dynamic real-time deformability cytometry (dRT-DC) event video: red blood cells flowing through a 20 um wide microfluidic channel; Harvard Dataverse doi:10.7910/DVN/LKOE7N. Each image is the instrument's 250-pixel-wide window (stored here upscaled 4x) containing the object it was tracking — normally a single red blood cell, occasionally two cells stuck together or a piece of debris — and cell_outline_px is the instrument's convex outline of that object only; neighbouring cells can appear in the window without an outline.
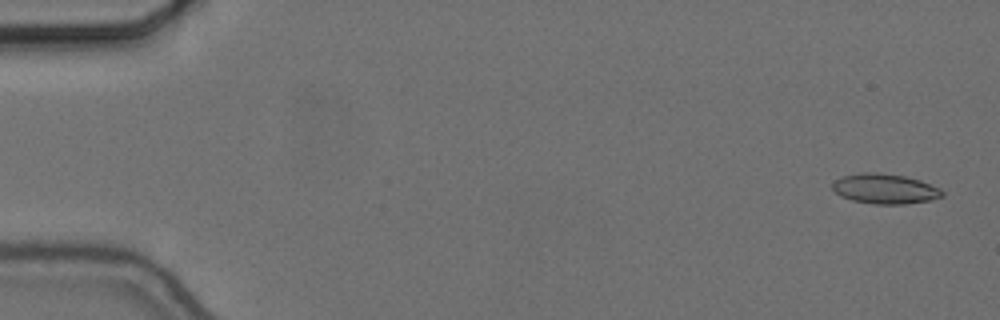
{"species": "common noctule bat (a hibernating species)", "species_latin": "Nyctalus noctula", "temperature_condition": "cold", "stored_images_in_passage": 56, "camera_frame_rate_fps": 3000, "um_per_image_px": 0.085, "animal": {"sex": "female", "body_mass_g": 24.6, "forearm_length_mm": 56.2}, "frame": {"image": 1, "passage_image": 2, "time_ms": 0.333, "image_size_px": [1000, 320], "cell_outline_px": [[944, 196], [928, 200], [904, 204], [872, 204], [852, 200], [840, 196], [832, 188], [832, 184], [836, 180], [844, 176], [860, 172], [876, 172], [904, 176], [920, 180], [940, 188], [944, 192]], "centroid_in_image_um": [75.22, 16.05], "position_along_channel_um": 9.8, "area_um2": 19.13}}
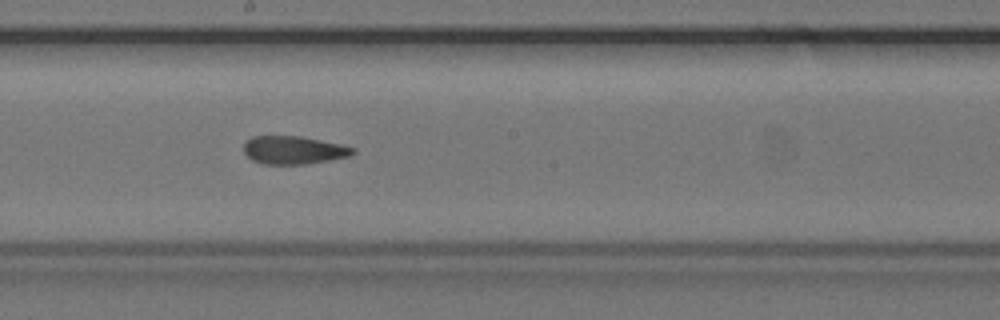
{"frame": {"image": 2, "passage_image": 31, "time_ms": 10.0, "image_size_px": [1000, 320], "cell_outline_px": [[356, 152], [348, 156], [328, 160], [304, 164], [264, 164], [252, 160], [244, 152], [244, 144], [252, 136], [300, 136], [340, 144], [356, 148]], "centroid_in_image_um": [24.95, 12.75], "position_along_channel_um": 223.2, "area_um2": 17.69}}
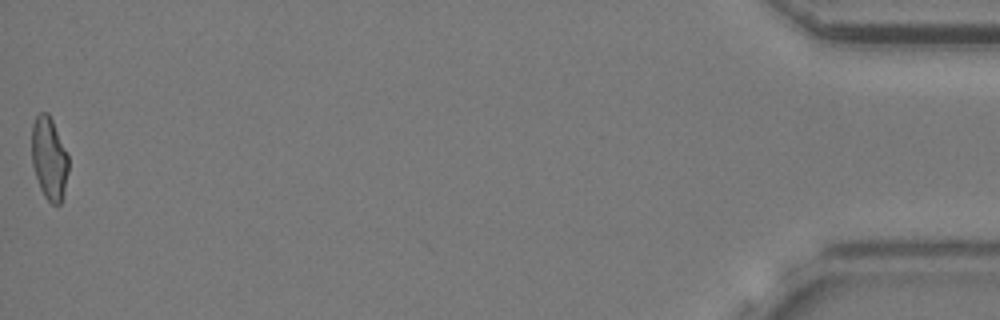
{"frame": {"image": 3, "passage_image": 56, "time_ms": 18.333, "image_size_px": [1000, 320], "cell_outline_px": [[68, 172], [60, 204], [52, 204], [44, 196], [40, 188], [32, 164], [32, 124], [36, 116], [40, 112], [48, 112], [52, 120], [68, 156]], "centroid_in_image_um": [4.16, 13.45], "position_along_channel_um": 431.0, "area_um2": 17.4}, "authors_computed_cell_mechanics": {"area_um2": 18.5538, "velocity_mm_per_s": 3.6705, "shape_relaxation_time_tau1_ms": null, "shape_relaxation_time_tau2_ms": 2.483, "deformation_change_tau1": null, "deformation_change_tau2": 0.1182}}